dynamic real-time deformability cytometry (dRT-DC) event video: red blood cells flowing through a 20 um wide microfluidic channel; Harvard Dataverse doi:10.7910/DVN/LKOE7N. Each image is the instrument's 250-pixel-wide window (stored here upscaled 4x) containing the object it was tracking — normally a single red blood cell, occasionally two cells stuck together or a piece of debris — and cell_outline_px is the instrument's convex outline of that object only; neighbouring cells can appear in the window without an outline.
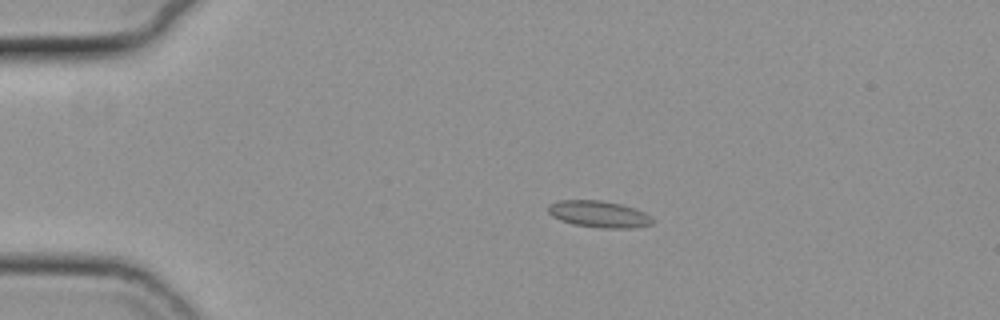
{"species": "common noctule bat (a hibernating species)", "species_latin": "Nyctalus noctula", "temperature_condition": "cold", "stored_images_in_passage": 45, "camera_frame_rate_fps": 3000, "um_per_image_px": 0.085, "animal": {"sex": "female", "body_mass_g": 19.3, "forearm_length_mm": 54.1}, "frame": {"image": 1, "passage_image": 1, "time_ms": 0.0, "image_size_px": [1000, 320], "cell_outline_px": [[656, 220], [652, 224], [636, 228], [604, 228], [572, 224], [560, 220], [552, 216], [548, 212], [548, 204], [556, 200], [600, 200], [620, 204], [636, 208], [652, 216]], "centroid_in_image_um": [50.93, 18.2], "position_along_channel_um": 34.1, "area_um2": 16.47}}
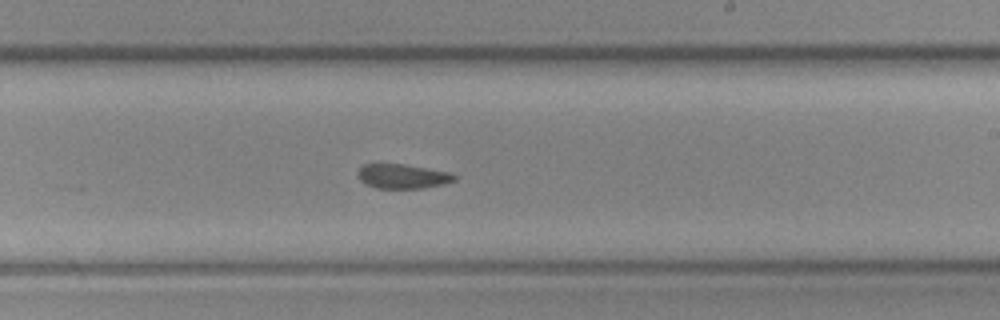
{"frame": {"image": 2, "passage_image": 23, "time_ms": 7.333, "image_size_px": [1000, 320], "cell_outline_px": [[456, 180], [444, 184], [424, 188], [376, 188], [364, 184], [356, 176], [356, 172], [364, 164], [404, 164], [448, 172], [456, 176]], "centroid_in_image_um": [34.17, 14.99], "position_along_channel_um": 254.8, "area_um2": 13.81}}
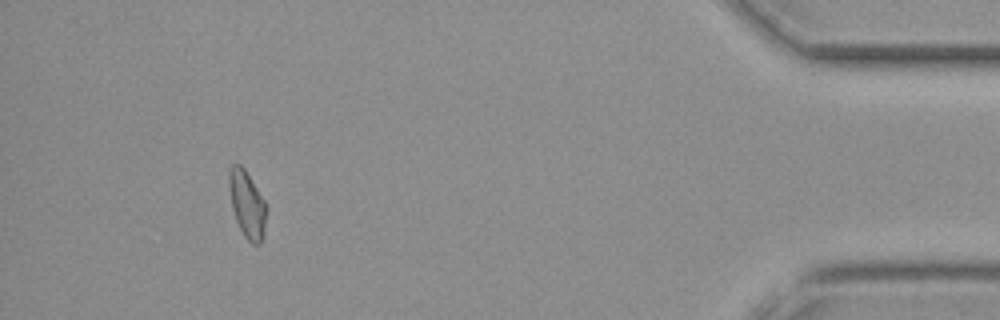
{"frame": {"image": 3, "passage_image": 41, "time_ms": 13.333, "image_size_px": [1000, 320], "cell_outline_px": [[268, 208], [264, 236], [260, 244], [252, 244], [244, 236], [236, 220], [232, 208], [228, 184], [228, 172], [232, 164], [240, 164], [244, 168], [264, 200]], "centroid_in_image_um": [21.02, 17.38], "position_along_channel_um": 414.2, "area_um2": 14.74}, "authors_computed_cell_mechanics": {"area_um2": 14.739, "velocity_mm_per_s": 3.7266, "shape_relaxation_time_tau1_ms": null, "shape_relaxation_time_tau2_ms": 5.5417, "deformation_change_tau1": null, "deformation_change_tau2": 0.0823}}